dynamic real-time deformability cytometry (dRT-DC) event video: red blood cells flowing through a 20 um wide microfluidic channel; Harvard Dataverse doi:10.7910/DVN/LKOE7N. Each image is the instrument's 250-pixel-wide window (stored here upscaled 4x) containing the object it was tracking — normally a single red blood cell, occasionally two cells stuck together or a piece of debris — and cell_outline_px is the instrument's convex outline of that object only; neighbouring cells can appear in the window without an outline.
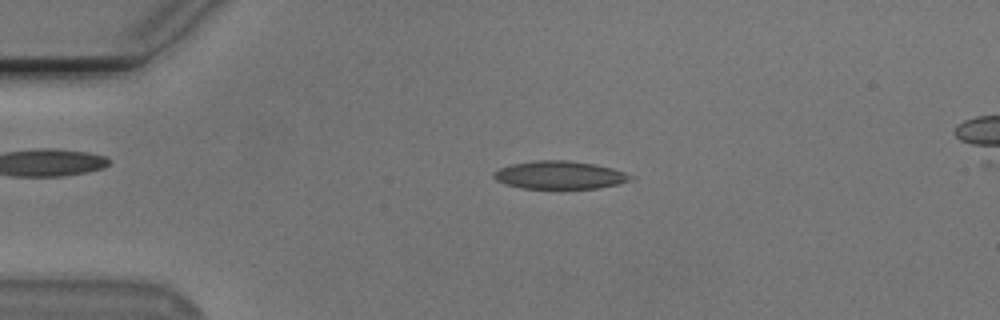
{"species": "Egyptian fruit bat (a non-hibernating species)", "species_latin": "Rousettus aegyptiacus", "temperature_condition": "cold", "stored_images_in_passage": 53, "camera_frame_rate_fps": 3000, "um_per_image_px": 0.085, "animal": {"sex": "male"}, "frame": {"image": 1, "passage_image": 11, "time_ms": 3.333, "image_size_px": [1000, 320], "cell_outline_px": [[636, 176], [632, 180], [600, 188], [520, 188], [496, 180], [492, 176], [492, 172], [500, 168], [512, 164], [536, 160], [568, 160], [592, 164], [612, 168]], "centroid_in_image_um": [47.58, 14.87], "position_along_channel_um": 37.4, "area_um2": 22.2}}
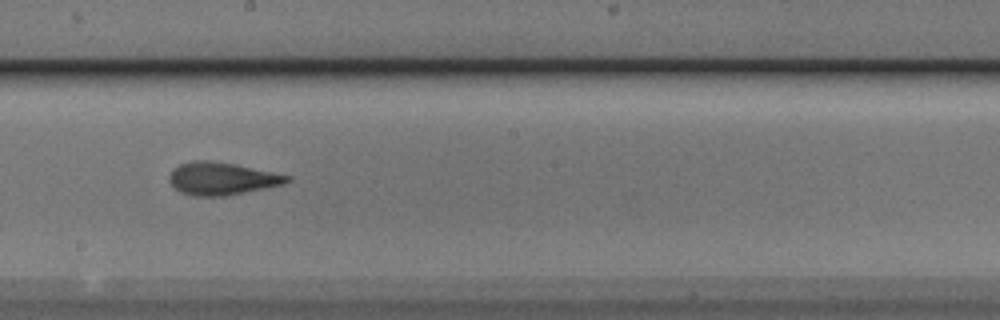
{"frame": {"image": 2, "passage_image": 29, "time_ms": 9.333, "image_size_px": [1000, 320], "cell_outline_px": [[292, 180], [284, 184], [224, 196], [192, 196], [180, 192], [168, 180], [168, 176], [172, 168], [180, 164], [192, 160], [208, 160], [236, 164], [292, 176]], "centroid_in_image_um": [18.84, 15.17], "position_along_channel_um": 229.4, "area_um2": 22.48}}
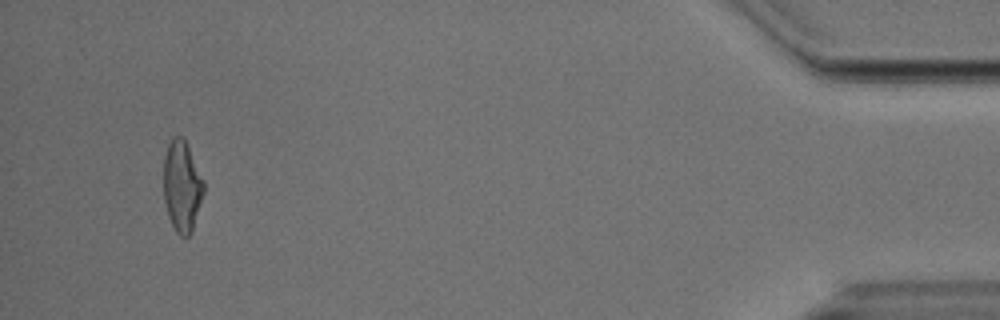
{"frame": {"image": 3, "passage_image": 50, "time_ms": 16.333, "image_size_px": [1000, 320], "cell_outline_px": [[204, 192], [192, 232], [188, 236], [180, 236], [176, 232], [168, 216], [164, 200], [164, 156], [168, 144], [172, 136], [180, 136], [184, 140], [204, 180]], "centroid_in_image_um": [15.46, 15.85], "position_along_channel_um": 419.7, "area_um2": 21.15}, "authors_computed_cell_mechanics": {"area_um2": 21.7328, "velocity_mm_per_s": 3.8061, "shape_relaxation_time_tau1_ms": 6.7544, "shape_relaxation_time_tau2_ms": 2.7823, "deformation_change_tau1": 0.1969, "deformation_change_tau2": 0.1123}}